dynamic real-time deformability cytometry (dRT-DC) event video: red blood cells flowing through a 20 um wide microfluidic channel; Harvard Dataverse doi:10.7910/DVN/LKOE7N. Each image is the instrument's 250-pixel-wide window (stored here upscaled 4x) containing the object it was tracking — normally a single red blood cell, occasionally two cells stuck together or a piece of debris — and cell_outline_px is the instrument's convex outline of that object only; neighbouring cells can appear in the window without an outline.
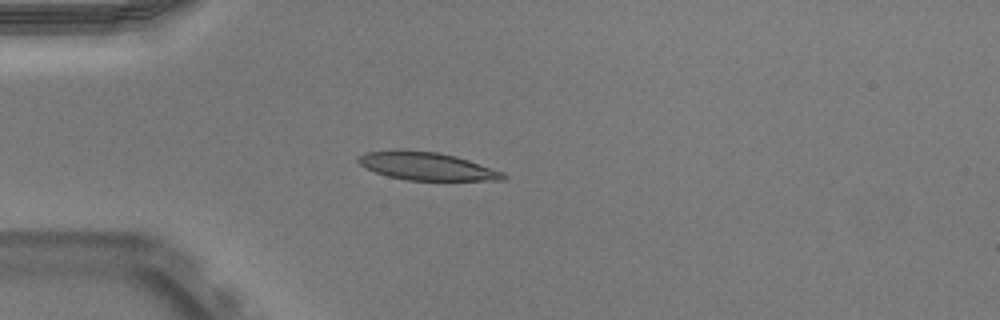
{"species": "Egyptian fruit bat (a non-hibernating species)", "species_latin": "Rousettus aegyptiacus", "temperature_condition": "warm", "stored_images_in_passage": 50, "camera_frame_rate_fps": 3000, "um_per_image_px": 0.085, "animal": {"sex": "male"}, "frame": {"image": 1, "passage_image": 13, "time_ms": 4.0, "image_size_px": [1000, 320], "cell_outline_px": [[508, 176], [504, 180], [404, 180], [388, 176], [364, 168], [356, 160], [360, 156], [368, 152], [440, 152], [456, 156], [504, 172]], "centroid_in_image_um": [36.35, 14.17], "position_along_channel_um": 48.7, "area_um2": 22.83}}
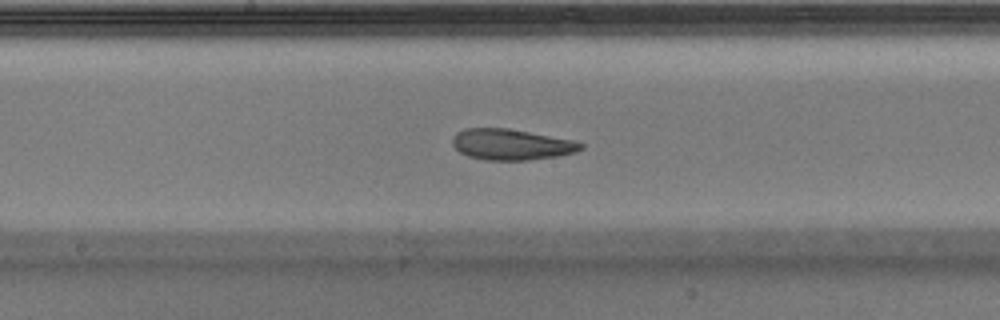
{"frame": {"image": 2, "passage_image": 26, "time_ms": 8.333, "image_size_px": [1000, 320], "cell_outline_px": [[584, 148], [576, 152], [556, 156], [528, 160], [484, 160], [468, 156], [460, 152], [452, 144], [452, 140], [456, 132], [464, 128], [508, 128], [572, 140], [584, 144]], "centroid_in_image_um": [43.44, 12.28], "position_along_channel_um": 204.8, "area_um2": 23.06}}
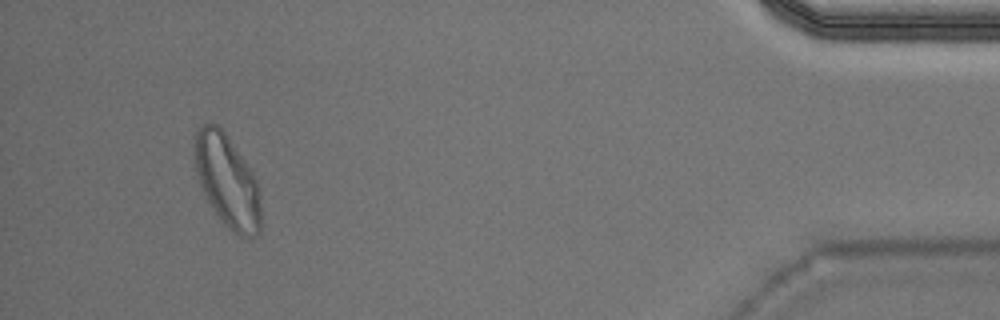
{"frame": {"image": 3, "passage_image": 47, "time_ms": 15.333, "image_size_px": [1000, 320], "cell_outline_px": [[260, 232], [256, 236], [240, 236], [228, 228], [224, 224], [208, 200], [200, 184], [196, 172], [192, 144], [192, 136], [196, 128], [200, 124], [216, 124], [224, 132], [252, 172], [256, 180], [260, 196]], "centroid_in_image_um": [19.27, 15.34], "position_along_channel_um": 415.9, "area_um2": 35.55}, "authors_computed_cell_mechanics": {"area_um2": 23.4668, "velocity_mm_per_s": 3.9337, "shape_relaxation_time_tau1_ms": 10.9071, "shape_relaxation_time_tau2_ms": 2.281, "deformation_change_tau1": 0.2772, "deformation_change_tau2": 0.0834}}